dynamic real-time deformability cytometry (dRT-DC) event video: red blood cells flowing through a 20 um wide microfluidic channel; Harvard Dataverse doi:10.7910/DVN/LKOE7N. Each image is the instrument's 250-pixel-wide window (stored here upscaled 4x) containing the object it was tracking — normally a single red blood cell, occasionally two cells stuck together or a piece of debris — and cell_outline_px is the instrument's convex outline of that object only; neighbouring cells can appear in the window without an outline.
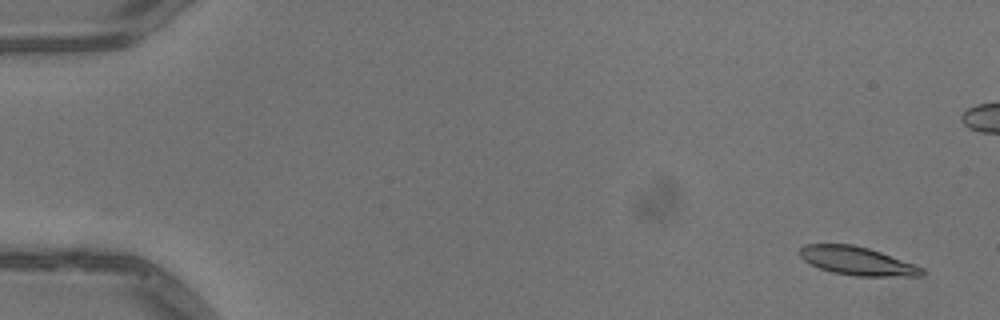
{"species": "common noctule bat (a hibernating species)", "species_latin": "Nyctalus noctula", "temperature_condition": "warm", "stored_images_in_passage": 52, "camera_frame_rate_fps": 3000, "um_per_image_px": 0.085, "animal": {"sex": "male", "body_mass_g": 13.3}, "frame": {"image": 1, "passage_image": 2, "time_ms": 0.333, "image_size_px": [1000, 320], "cell_outline_px": [[924, 272], [920, 276], [856, 276], [832, 272], [820, 268], [804, 260], [800, 256], [800, 248], [804, 244], [852, 244], [868, 248], [916, 264], [924, 268]], "centroid_in_image_um": [72.88, 22.18], "position_along_channel_um": 12.1, "area_um2": 20.11}}
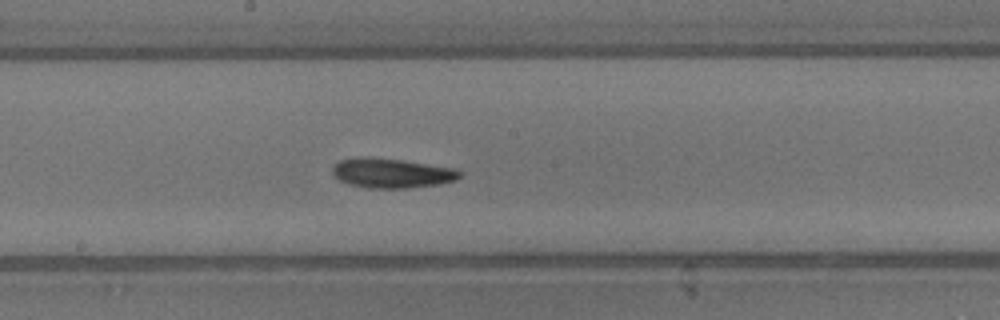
{"frame": {"image": 2, "passage_image": 28, "time_ms": 9.0, "image_size_px": [1000, 320], "cell_outline_px": [[464, 172], [456, 180], [440, 184], [408, 188], [368, 188], [348, 184], [332, 176], [332, 168], [340, 160], [360, 156], [368, 156], [404, 160], [456, 168]], "centroid_in_image_um": [33.3, 14.7], "position_along_channel_um": 214.9, "area_um2": 22.37}}
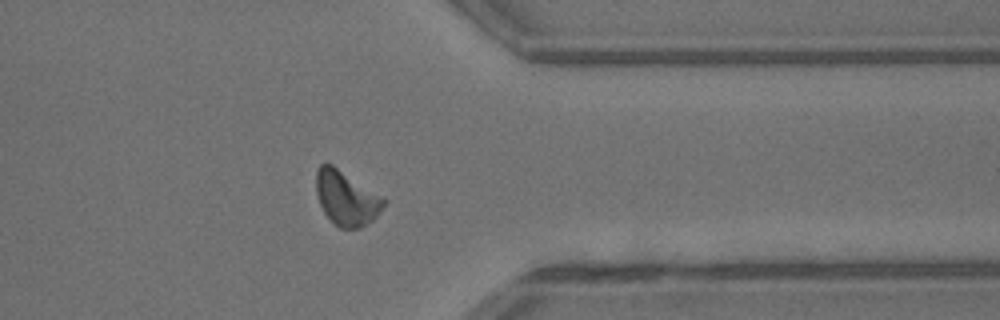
{"frame": {"image": 3, "passage_image": 41, "time_ms": 13.333, "image_size_px": [1000, 320], "cell_outline_px": [[388, 200], [376, 216], [368, 224], [360, 228], [340, 228], [324, 212], [320, 204], [316, 192], [316, 172], [320, 164], [324, 160], [332, 164]], "centroid_in_image_um": [29.43, 16.81], "position_along_channel_um": 382.0, "area_um2": 21.39}, "authors_computed_cell_mechanics": {"area_um2": 20.519, "velocity_mm_per_s": 4.0408, "shape_relaxation_time_tau1_ms": 3.4696, "shape_relaxation_time_tau2_ms": null, "deformation_change_tau1": 0.1275, "deformation_change_tau2": null}}